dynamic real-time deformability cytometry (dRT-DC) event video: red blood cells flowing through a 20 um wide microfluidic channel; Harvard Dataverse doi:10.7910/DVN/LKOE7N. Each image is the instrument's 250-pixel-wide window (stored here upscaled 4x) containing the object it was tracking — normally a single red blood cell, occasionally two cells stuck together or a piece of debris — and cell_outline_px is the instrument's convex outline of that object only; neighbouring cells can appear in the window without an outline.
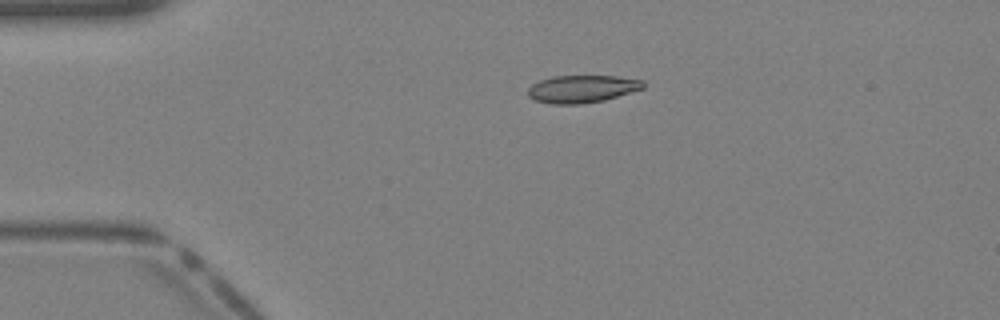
{"species": "Egyptian fruit bat (a non-hibernating species)", "species_latin": "Rousettus aegyptiacus", "temperature_condition": "warm", "stored_images_in_passage": 32, "camera_frame_rate_fps": 3000, "um_per_image_px": 0.085, "animal": {"sex": "female"}, "frame": {"image": 1, "passage_image": 1, "time_ms": 0.0, "image_size_px": [1000, 320], "cell_outline_px": [[644, 88], [604, 100], [580, 104], [552, 104], [536, 100], [528, 96], [528, 88], [532, 84], [540, 80], [552, 76], [616, 76], [644, 80]], "centroid_in_image_um": [49.47, 7.55], "position_along_channel_um": 35.5, "area_um2": 18.44}}
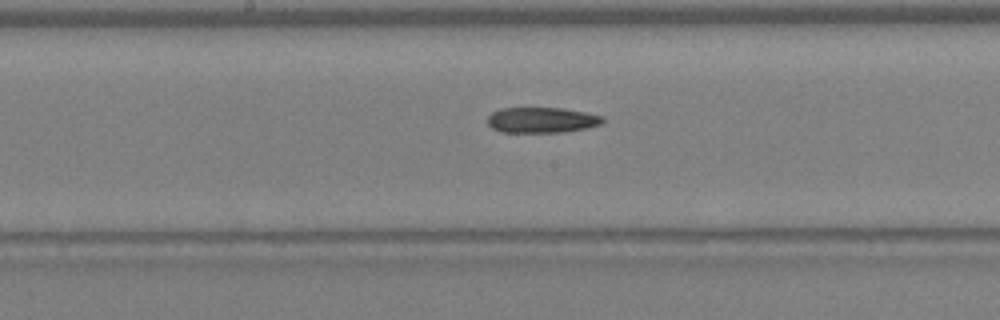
{"frame": {"image": 2, "passage_image": 13, "time_ms": 4.0, "image_size_px": [1000, 320], "cell_outline_px": [[604, 120], [600, 124], [584, 128], [560, 132], [500, 132], [492, 128], [488, 124], [488, 116], [492, 112], [500, 108], [560, 108], [584, 112], [600, 116]], "centroid_in_image_um": [45.97, 10.2], "position_along_channel_um": 202.2, "area_um2": 16.88}}
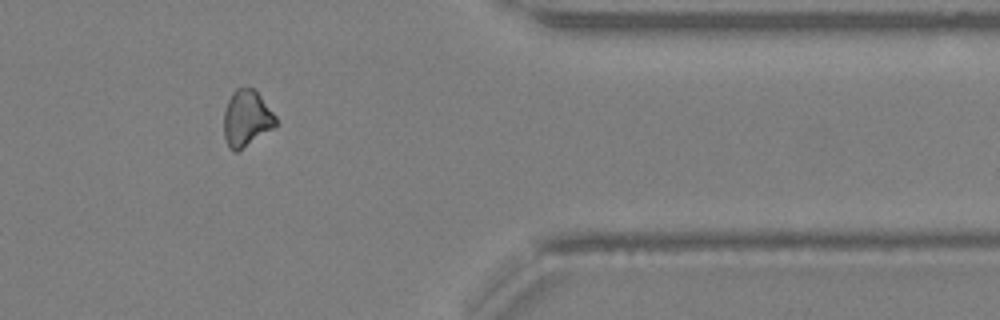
{"frame": {"image": 3, "passage_image": 25, "time_ms": 8.0, "image_size_px": [1000, 320], "cell_outline_px": [[276, 128], [236, 152], [232, 152], [228, 148], [224, 136], [224, 112], [228, 100], [232, 92], [236, 88], [252, 88], [260, 96], [276, 116]], "centroid_in_image_um": [20.95, 10.1], "position_along_channel_um": 390.4, "area_um2": 17.11}}